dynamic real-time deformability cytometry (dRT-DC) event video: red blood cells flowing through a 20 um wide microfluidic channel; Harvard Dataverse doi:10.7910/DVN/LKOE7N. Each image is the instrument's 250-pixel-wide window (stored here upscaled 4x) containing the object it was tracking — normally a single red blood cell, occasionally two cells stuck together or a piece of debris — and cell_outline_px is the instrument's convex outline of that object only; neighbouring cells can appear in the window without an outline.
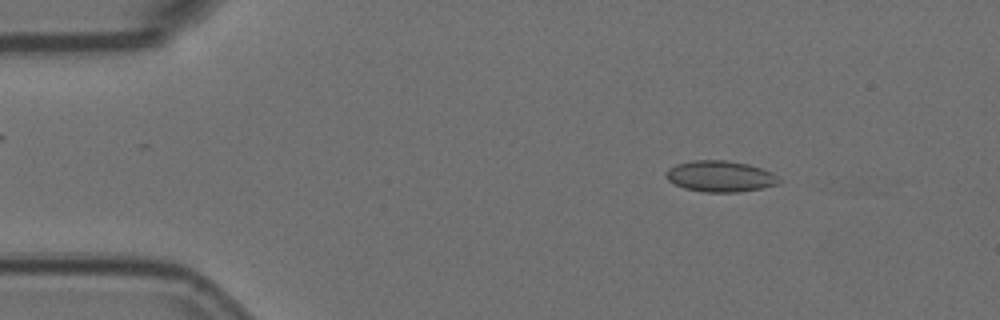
{"species": "Egyptian fruit bat (a non-hibernating species)", "species_latin": "Rousettus aegyptiacus", "temperature_condition": "room temperature", "stored_images_in_passage": 14, "camera_frame_rate_fps": 3000, "um_per_image_px": 0.085, "animal": {"sex": "female"}, "frame": {"image": 1, "passage_image": 7, "time_ms": 2.0, "image_size_px": [1000, 320], "cell_outline_px": [[780, 184], [740, 192], [704, 192], [684, 188], [668, 180], [664, 176], [664, 172], [668, 168], [676, 164], [692, 160], [724, 160], [748, 164], [772, 172], [780, 180]], "centroid_in_image_um": [61.18, 14.98], "position_along_channel_um": 23.8, "area_um2": 20.52}}